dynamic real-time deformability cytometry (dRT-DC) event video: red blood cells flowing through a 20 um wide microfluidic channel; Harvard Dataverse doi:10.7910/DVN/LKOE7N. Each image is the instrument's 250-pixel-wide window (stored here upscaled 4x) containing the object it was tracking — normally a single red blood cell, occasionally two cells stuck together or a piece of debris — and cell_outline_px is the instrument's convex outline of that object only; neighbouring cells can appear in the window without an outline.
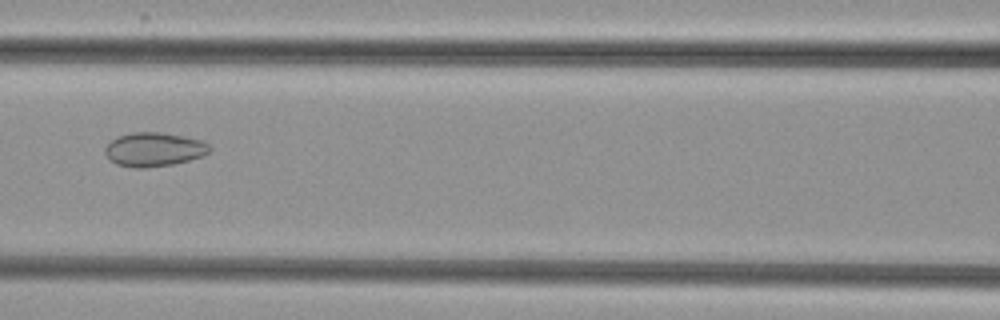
{"species": "common noctule bat (a hibernating species)", "species_latin": "Nyctalus noctula", "temperature_condition": "cold", "stored_images_in_passage": 3, "camera_frame_rate_fps": 3000, "um_per_image_px": 0.085, "animal": {"sex": "female", "body_mass_g": 29.2, "forearm_length_mm": 56.3}, "frame": {"image": 1, "passage_image": 3, "time_ms": 2.333, "image_size_px": [1000, 320], "cell_outline_px": [[212, 148], [204, 156], [172, 164], [144, 168], [136, 168], [116, 164], [104, 152], [104, 148], [112, 140], [120, 136], [132, 132], [160, 132], [184, 136], [200, 140], [208, 144]], "centroid_in_image_um": [13.1, 12.7], "position_along_channel_um": 153.5, "area_um2": 20.52}}